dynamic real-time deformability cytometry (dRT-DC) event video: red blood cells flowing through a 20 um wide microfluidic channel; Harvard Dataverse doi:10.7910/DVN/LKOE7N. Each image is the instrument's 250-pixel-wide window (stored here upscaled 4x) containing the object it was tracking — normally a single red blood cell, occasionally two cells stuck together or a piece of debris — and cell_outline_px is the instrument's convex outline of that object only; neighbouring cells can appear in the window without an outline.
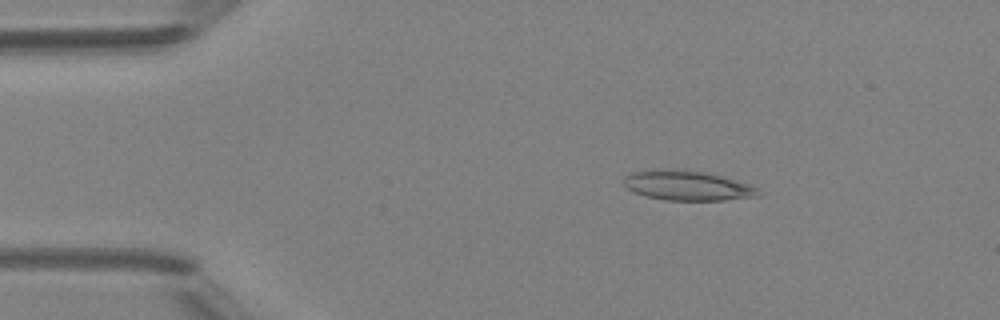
{"species": "Egyptian fruit bat (a non-hibernating species)", "species_latin": "Rousettus aegyptiacus", "temperature_condition": "room temperature", "stored_images_in_passage": 5, "camera_frame_rate_fps": 3000, "um_per_image_px": 0.085, "animal": {"sex": "female"}, "frame": {"image": 1, "passage_image": 1, "time_ms": 0.0, "image_size_px": [1000, 320], "cell_outline_px": [[760, 196], [724, 200], [664, 200], [648, 196], [636, 192], [628, 188], [624, 184], [624, 176], [632, 172], [648, 168], [664, 168], [704, 172], [720, 176], [756, 188]], "centroid_in_image_um": [58.33, 15.76], "position_along_channel_um": 26.7, "area_um2": 23.0}}
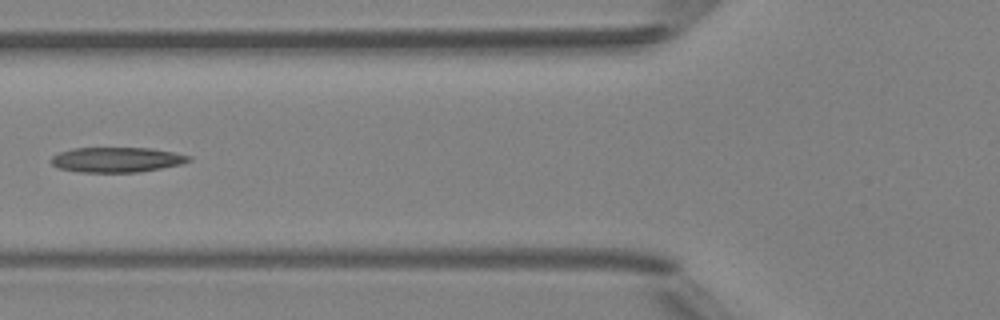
{"frame": {"image": 2, "passage_image": 4, "time_ms": 3.667, "image_size_px": [1000, 320], "cell_outline_px": [[192, 160], [180, 164], [160, 168], [136, 172], [80, 172], [60, 168], [52, 164], [48, 160], [52, 156], [60, 152], [72, 148], [152, 148], [192, 156]], "centroid_in_image_um": [9.9, 13.57], "position_along_channel_um": 115.9, "area_um2": 20.0}}
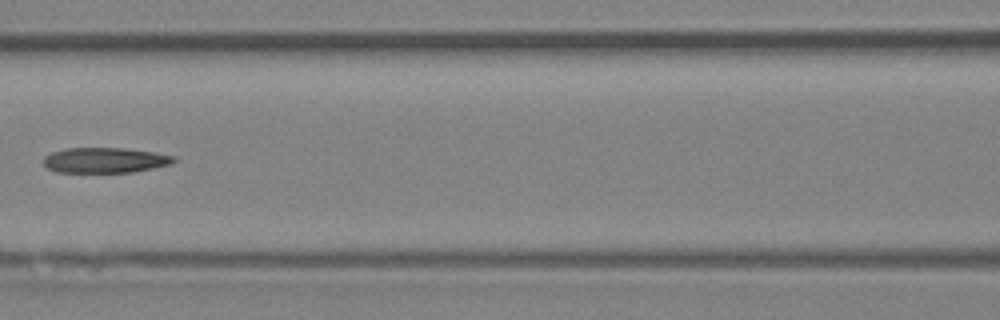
{"frame": {"image": 3, "passage_image": 5, "time_ms": 4.667, "image_size_px": [1000, 320], "cell_outline_px": [[176, 160], [172, 164], [132, 172], [56, 172], [48, 168], [44, 164], [44, 156], [52, 152], [68, 148], [124, 148], [156, 152], [176, 156]], "centroid_in_image_um": [8.96, 13.61], "position_along_channel_um": 157.6, "area_um2": 19.25}}